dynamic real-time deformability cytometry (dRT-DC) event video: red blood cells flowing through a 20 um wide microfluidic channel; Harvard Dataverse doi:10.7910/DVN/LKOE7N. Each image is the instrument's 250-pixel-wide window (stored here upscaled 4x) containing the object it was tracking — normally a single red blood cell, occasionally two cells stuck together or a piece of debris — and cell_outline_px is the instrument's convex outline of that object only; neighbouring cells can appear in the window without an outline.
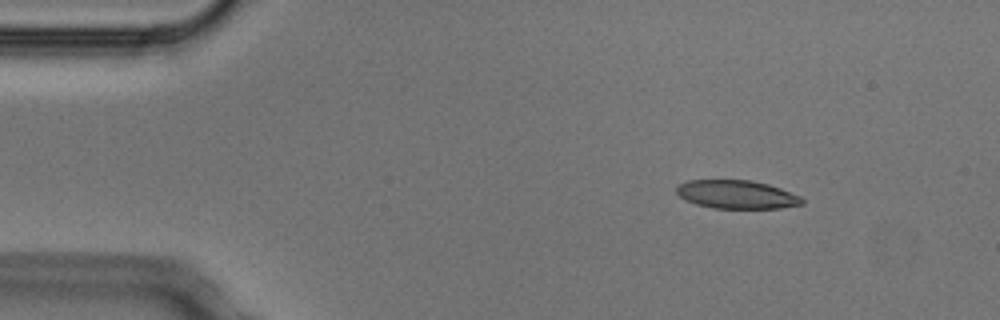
{"species": "Egyptian fruit bat (a non-hibernating species)", "species_latin": "Rousettus aegyptiacus", "temperature_condition": "cold", "stored_images_in_passage": 4, "camera_frame_rate_fps": 3000, "um_per_image_px": 0.085, "animal": {"sex": "male"}, "frame": {"image": 1, "passage_image": 1, "time_ms": 0.0, "image_size_px": [1000, 320], "cell_outline_px": [[804, 204], [780, 208], [712, 208], [696, 204], [684, 200], [676, 192], [676, 188], [680, 184], [688, 180], [752, 180], [768, 184], [780, 188], [800, 196], [804, 200]], "centroid_in_image_um": [62.62, 16.53], "position_along_channel_um": 22.4, "area_um2": 20.81}}
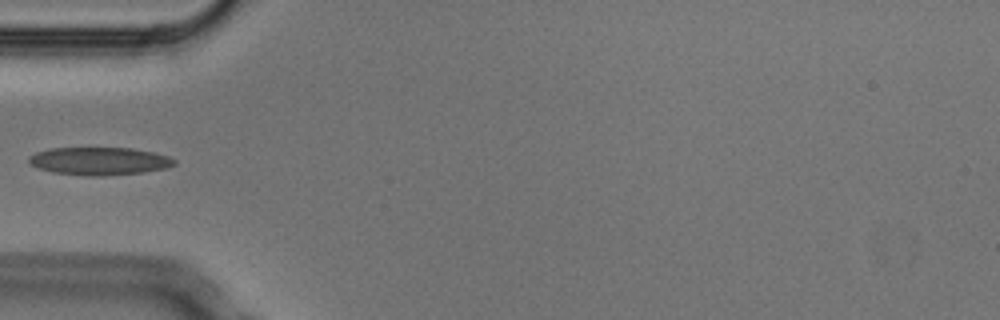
{"frame": {"image": 2, "passage_image": 4, "time_ms": 1.0, "image_size_px": [1000, 320], "cell_outline_px": [[176, 164], [168, 168], [144, 172], [100, 176], [88, 176], [52, 172], [40, 168], [32, 164], [28, 160], [28, 156], [36, 152], [48, 148], [132, 148], [152, 152], [168, 156], [176, 160]], "centroid_in_image_um": [8.46, 13.69], "position_along_channel_um": 76.5, "area_um2": 23.58}}